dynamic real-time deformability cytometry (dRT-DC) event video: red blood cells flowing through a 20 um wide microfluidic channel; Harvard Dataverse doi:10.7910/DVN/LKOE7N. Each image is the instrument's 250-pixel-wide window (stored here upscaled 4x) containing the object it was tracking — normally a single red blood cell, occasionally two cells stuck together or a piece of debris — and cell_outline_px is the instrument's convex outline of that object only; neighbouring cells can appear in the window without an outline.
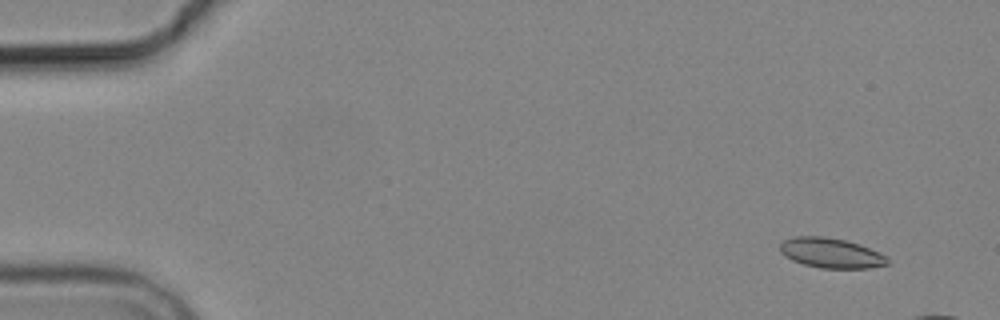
{"species": "common noctule bat (a hibernating species)", "species_latin": "Nyctalus noctula", "temperature_condition": "cold", "stored_images_in_passage": 5, "camera_frame_rate_fps": 3000, "um_per_image_px": 0.085, "animal": {"sex": "male", "body_mass_g": 19.2, "forearm_length_mm": 51.8}, "frame": {"image": 1, "passage_image": 2, "time_ms": 1.0, "image_size_px": [1000, 320], "cell_outline_px": [[888, 264], [868, 268], [820, 268], [804, 264], [792, 260], [784, 256], [780, 252], [780, 244], [784, 240], [796, 236], [824, 236], [844, 240], [860, 244], [880, 252], [888, 260]], "centroid_in_image_um": [70.62, 21.5], "position_along_channel_um": 14.4, "area_um2": 18.73}}